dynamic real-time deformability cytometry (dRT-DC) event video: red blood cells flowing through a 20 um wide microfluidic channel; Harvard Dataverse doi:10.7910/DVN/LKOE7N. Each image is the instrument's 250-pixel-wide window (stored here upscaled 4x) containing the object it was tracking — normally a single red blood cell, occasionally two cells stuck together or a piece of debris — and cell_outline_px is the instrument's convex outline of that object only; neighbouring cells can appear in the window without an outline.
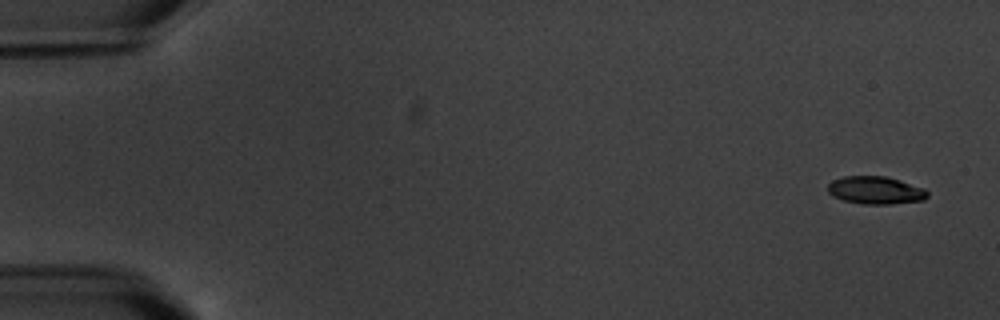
{"species": "common noctule bat (a hibernating species)", "species_latin": "Nyctalus noctula", "temperature_condition": "warm", "stored_images_in_passage": 17, "camera_frame_rate_fps": 3000, "um_per_image_px": 0.085, "animal": {"sex": "male", "body_mass_g": 20.1, "forearm_length_mm": 53.5}, "frame": {"image": 1, "passage_image": 1, "time_ms": 0.0, "image_size_px": [1000, 320], "cell_outline_px": [[928, 196], [924, 200], [892, 204], [864, 204], [844, 200], [832, 196], [828, 192], [828, 184], [832, 180], [844, 176], [884, 176], [900, 180], [924, 188], [928, 192]], "centroid_in_image_um": [74.42, 16.17], "position_along_channel_um": 10.6, "area_um2": 16.13}}
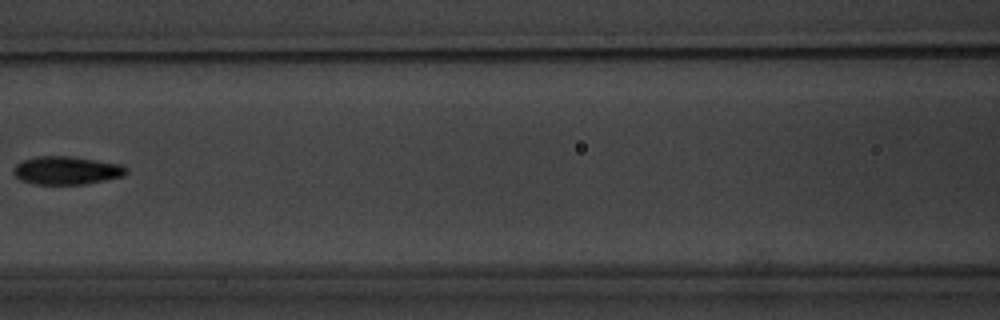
{"frame": {"image": 2, "passage_image": 8, "time_ms": 8.333, "image_size_px": [1000, 320], "cell_outline_px": [[128, 172], [124, 176], [84, 184], [36, 184], [20, 180], [12, 172], [16, 164], [20, 160], [36, 156], [72, 156], [120, 164], [128, 168]], "centroid_in_image_um": [5.64, 14.47], "position_along_channel_um": 161.0, "area_um2": 18.61}}
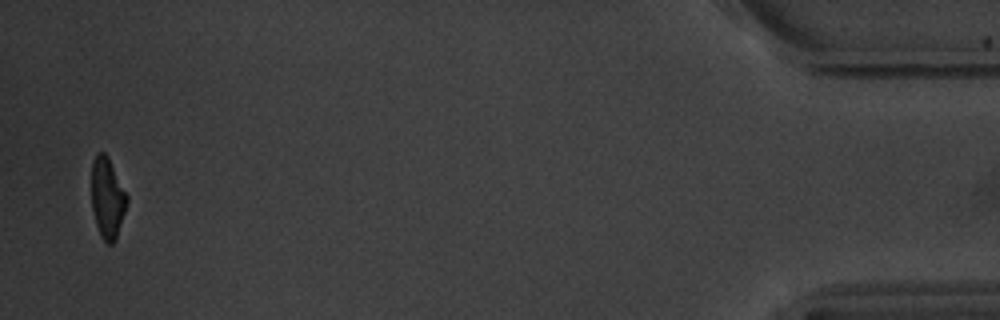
{"frame": {"image": 3, "passage_image": 17, "time_ms": 18.333, "image_size_px": [1000, 320], "cell_outline_px": [[128, 200], [116, 240], [112, 244], [108, 244], [100, 236], [96, 224], [92, 208], [92, 160], [96, 152], [104, 152], [108, 156], [128, 196]], "centroid_in_image_um": [9.13, 16.82], "position_along_channel_um": 426.1, "area_um2": 16.7}, "authors_computed_cell_mechanics": {"area_um2": 17.629, "velocity_mm_per_s": 3.4709, "shape_relaxation_time_tau1_ms": 2.1651, "shape_relaxation_time_tau2_ms": 1.0369, "deformation_change_tau1": 0.1204, "deformation_change_tau2": 0.0581}}